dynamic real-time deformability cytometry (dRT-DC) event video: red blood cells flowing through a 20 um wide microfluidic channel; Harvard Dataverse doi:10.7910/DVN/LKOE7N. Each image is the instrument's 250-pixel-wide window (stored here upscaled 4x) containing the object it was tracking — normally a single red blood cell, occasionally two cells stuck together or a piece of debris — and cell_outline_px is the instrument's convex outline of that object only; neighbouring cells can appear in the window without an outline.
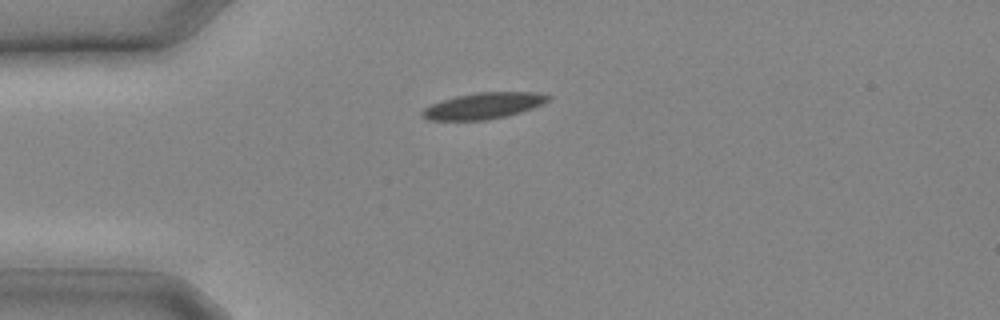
{"species": "common noctule bat (a hibernating species)", "species_latin": "Nyctalus noctula", "temperature_condition": "cold", "stored_images_in_passage": 4, "camera_frame_rate_fps": 3000, "um_per_image_px": 0.085, "animal": {"sex": "male", "body_mass_g": 20.4}, "frame": {"image": 1, "passage_image": 1, "time_ms": 0.0, "image_size_px": [1000, 320], "cell_outline_px": [[552, 96], [544, 104], [520, 112], [488, 120], [428, 120], [420, 116], [420, 112], [424, 108], [432, 104], [456, 96], [480, 92], [536, 92]], "centroid_in_image_um": [41.09, 8.99], "position_along_channel_um": 43.9, "area_um2": 19.13}}